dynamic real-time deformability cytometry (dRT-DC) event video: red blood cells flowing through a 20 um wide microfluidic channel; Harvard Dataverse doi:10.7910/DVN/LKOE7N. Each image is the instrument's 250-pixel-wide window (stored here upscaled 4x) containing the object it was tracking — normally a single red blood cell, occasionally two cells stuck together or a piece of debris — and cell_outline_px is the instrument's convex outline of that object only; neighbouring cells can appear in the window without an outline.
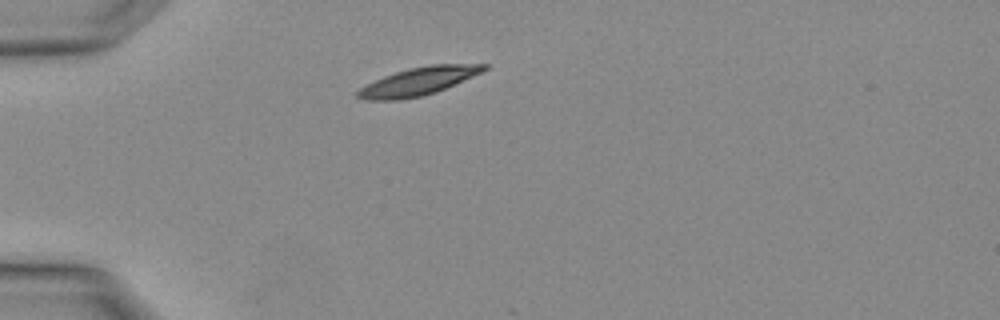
{"species": "Egyptian fruit bat (a non-hibernating species)", "species_latin": "Rousettus aegyptiacus", "temperature_condition": "warm", "stored_images_in_passage": 1, "camera_frame_rate_fps": 3000, "um_per_image_px": 0.085, "animal": {"sex": "female"}, "frame": {"image": 1, "passage_image": 1, "time_ms": 0.0, "image_size_px": [1000, 320], "cell_outline_px": [[488, 68], [484, 72], [436, 92], [420, 96], [400, 100], [368, 100], [356, 96], [356, 92], [360, 88], [384, 76], [408, 68], [428, 64], [488, 64]], "centroid_in_image_um": [35.61, 6.9], "position_along_channel_um": 49.4, "area_um2": 20.52}}